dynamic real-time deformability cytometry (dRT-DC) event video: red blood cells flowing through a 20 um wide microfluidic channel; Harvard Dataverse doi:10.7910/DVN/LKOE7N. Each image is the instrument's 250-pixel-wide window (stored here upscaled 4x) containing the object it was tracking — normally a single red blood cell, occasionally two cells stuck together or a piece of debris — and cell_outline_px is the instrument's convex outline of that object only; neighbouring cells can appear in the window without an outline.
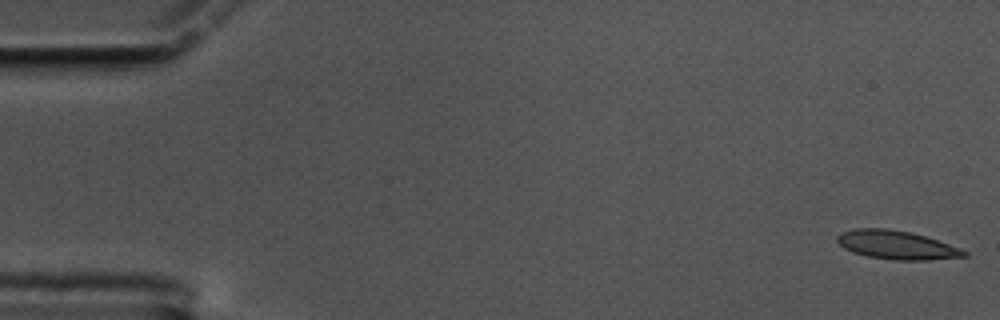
{"species": "common noctule bat (a hibernating species)", "species_latin": "Nyctalus noctula", "temperature_condition": "cold", "stored_images_in_passage": 10, "camera_frame_rate_fps": 3000, "um_per_image_px": 0.085, "animal": {"sex": "male", "body_mass_g": 17.5, "forearm_length_mm": 52.3}, "frame": {"image": 1, "passage_image": 1, "time_ms": 0.0, "image_size_px": [1000, 320], "cell_outline_px": [[968, 256], [928, 260], [896, 260], [868, 256], [852, 252], [844, 248], [836, 240], [836, 236], [840, 232], [856, 228], [888, 228], [908, 232], [924, 236], [960, 248], [968, 252]], "centroid_in_image_um": [76.18, 20.82], "position_along_channel_um": 8.8, "area_um2": 21.04}}